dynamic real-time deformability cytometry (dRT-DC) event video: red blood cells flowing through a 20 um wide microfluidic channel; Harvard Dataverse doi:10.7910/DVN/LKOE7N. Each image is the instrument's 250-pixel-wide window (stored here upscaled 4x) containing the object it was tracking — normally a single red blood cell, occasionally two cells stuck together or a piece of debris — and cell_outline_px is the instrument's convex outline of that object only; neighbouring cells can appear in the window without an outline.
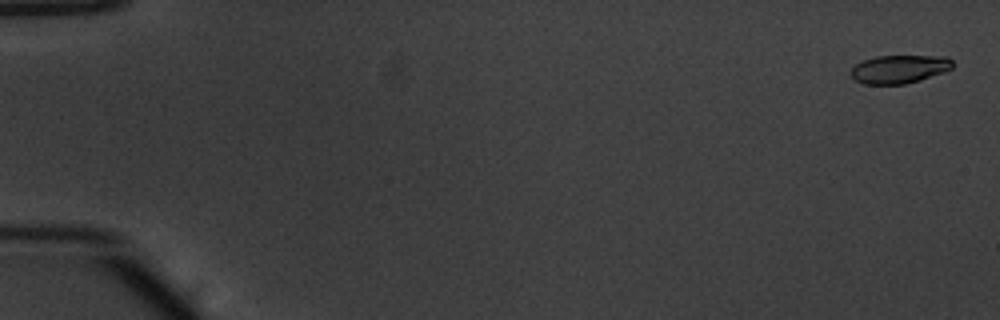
{"species": "common noctule bat (a hibernating species)", "species_latin": "Nyctalus noctula", "temperature_condition": "warm", "stored_images_in_passage": 54, "camera_frame_rate_fps": 3000, "um_per_image_px": 0.085, "animal": {"sex": "male", "body_mass_g": 20.1, "forearm_length_mm": 53.5}, "frame": {"image": 1, "passage_image": 2, "time_ms": 0.333, "image_size_px": [1000, 320], "cell_outline_px": [[952, 68], [944, 72], [920, 80], [904, 84], [864, 84], [856, 80], [848, 72], [856, 64], [864, 60], [876, 56], [948, 56], [952, 60]], "centroid_in_image_um": [76.44, 5.87], "position_along_channel_um": 8.6, "area_um2": 16.76}}
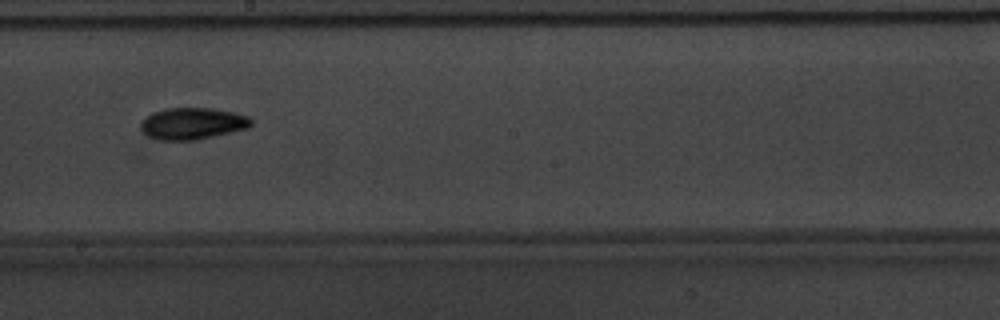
{"frame": {"image": 2, "passage_image": 32, "time_ms": 10.333, "image_size_px": [1000, 320], "cell_outline_px": [[252, 124], [248, 128], [232, 132], [196, 140], [160, 140], [144, 132], [140, 128], [140, 124], [152, 112], [164, 108], [212, 108], [236, 112], [248, 116], [252, 120]], "centroid_in_image_um": [16.41, 10.49], "position_along_channel_um": 231.8, "area_um2": 20.35}}
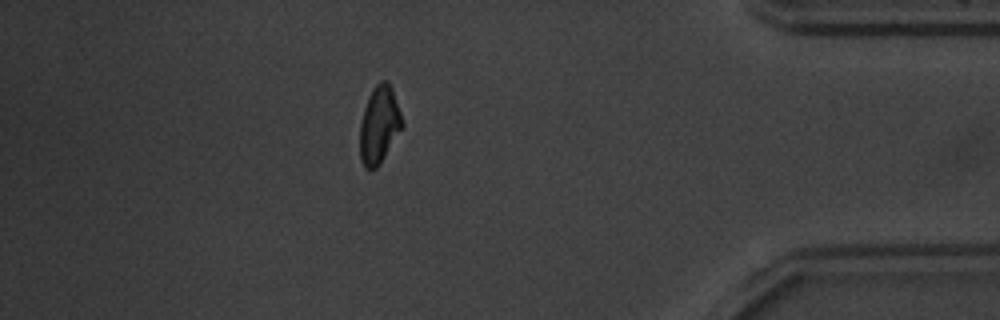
{"frame": {"image": 3, "passage_image": 48, "time_ms": 15.667, "image_size_px": [1000, 320], "cell_outline_px": [[404, 124], [380, 164], [376, 168], [368, 168], [360, 160], [360, 124], [364, 108], [368, 96], [372, 88], [380, 80], [388, 80], [392, 88]], "centroid_in_image_um": [32.23, 10.57], "position_along_channel_um": 403.0, "area_um2": 18.9}, "authors_computed_cell_mechanics": {"area_um2": 18.8428, "velocity_mm_per_s": 3.8595, "shape_relaxation_time_tau1_ms": 2.8641, "shape_relaxation_time_tau2_ms": 4.5981, "deformation_change_tau1": 0.1462, "deformation_change_tau2": 0.1071}}